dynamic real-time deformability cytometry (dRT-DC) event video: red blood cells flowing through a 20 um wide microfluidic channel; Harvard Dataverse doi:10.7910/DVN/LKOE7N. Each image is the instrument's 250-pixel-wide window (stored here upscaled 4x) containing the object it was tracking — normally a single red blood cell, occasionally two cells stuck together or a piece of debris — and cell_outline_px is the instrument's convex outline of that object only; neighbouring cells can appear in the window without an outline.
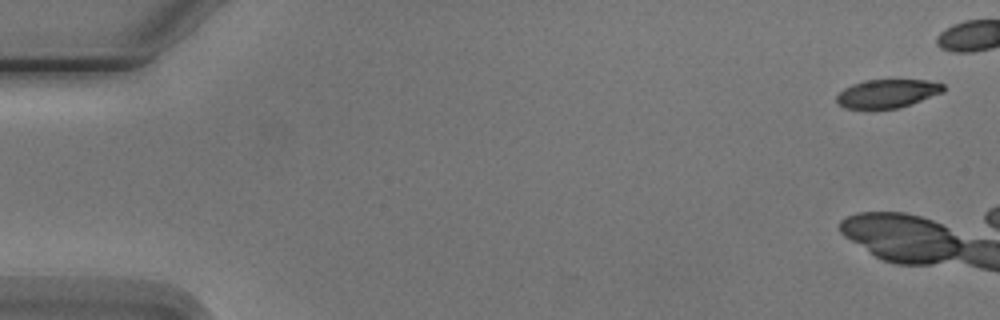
{"species": "Egyptian fruit bat (a non-hibernating species)", "species_latin": "Rousettus aegyptiacus", "temperature_condition": "cold", "stored_images_in_passage": 7, "camera_frame_rate_fps": 3000, "um_per_image_px": 0.085, "animal": {"sex": "male"}, "frame": {"image": 1, "passage_image": 1, "time_ms": 0.0, "image_size_px": [1000, 320], "cell_outline_px": [[944, 92], [896, 108], [844, 108], [836, 100], [836, 96], [844, 88], [852, 84], [864, 80], [928, 80], [944, 84]], "centroid_in_image_um": [75.41, 7.93], "position_along_channel_um": 9.6, "area_um2": 17.4}}